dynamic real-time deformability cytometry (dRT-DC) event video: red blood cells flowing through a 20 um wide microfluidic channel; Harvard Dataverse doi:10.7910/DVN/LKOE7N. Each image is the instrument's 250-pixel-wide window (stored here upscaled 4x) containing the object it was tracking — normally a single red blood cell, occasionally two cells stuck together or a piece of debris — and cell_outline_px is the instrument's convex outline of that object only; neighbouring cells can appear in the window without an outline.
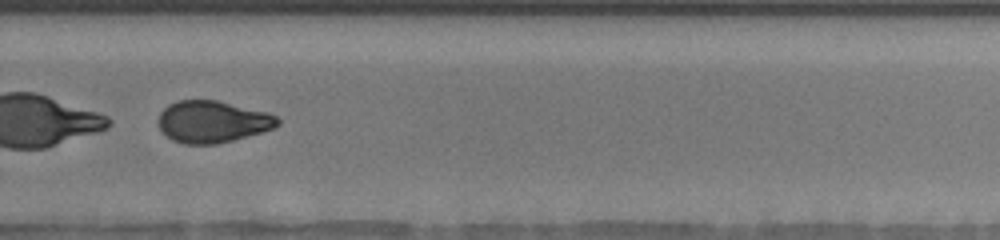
{"species": "human", "species_latin": "Homo sapiens", "temperature_condition": "warm", "stored_images_in_passage": 57, "segment_of_instrument_passage": [2, 2], "camera_frame_rate_fps": 3000, "um_per_image_px": 0.085, "donor": {"sex": "male"}, "frame": {"image": 1, "passage_image": 42, "time_ms": 13.667, "image_size_px": [1000, 240], "cell_outline_px": [[280, 124], [276, 128], [232, 140], [216, 144], [184, 144], [172, 140], [160, 132], [156, 120], [160, 112], [168, 104], [176, 100], [216, 100], [268, 112], [276, 116], [280, 120]], "centroid_in_image_um": [18.02, 10.34], "position_along_channel_um": 311.8, "area_um2": 29.48}}